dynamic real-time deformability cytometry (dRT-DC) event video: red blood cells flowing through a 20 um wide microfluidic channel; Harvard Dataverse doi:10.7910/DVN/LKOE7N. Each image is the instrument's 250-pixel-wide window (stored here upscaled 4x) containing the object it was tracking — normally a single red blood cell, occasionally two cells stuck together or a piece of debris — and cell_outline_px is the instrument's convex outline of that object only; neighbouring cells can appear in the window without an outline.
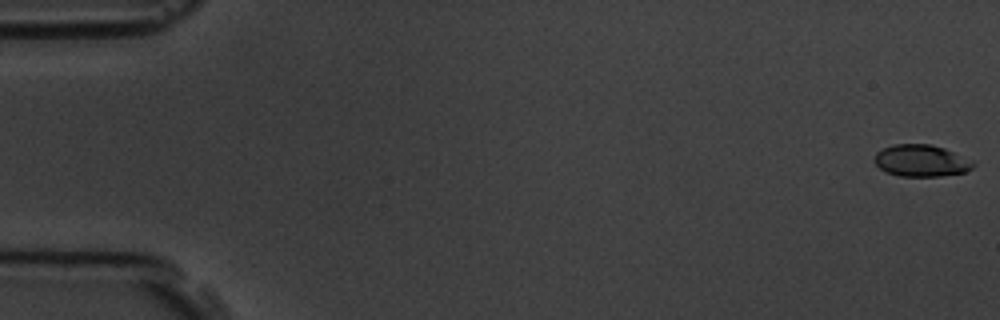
{"species": "common noctule bat (a hibernating species)", "species_latin": "Nyctalus noctula", "temperature_condition": "room temperature", "stored_images_in_passage": 5, "camera_frame_rate_fps": 3000, "um_per_image_px": 0.085, "animal": {"sex": "male", "body_mass_g": 19.5, "forearm_length_mm": 54.6}, "frame": {"image": 1, "passage_image": 1, "time_ms": 0.0, "image_size_px": [1000, 320], "cell_outline_px": [[976, 164], [972, 168], [964, 172], [940, 176], [900, 176], [884, 172], [872, 160], [876, 152], [892, 144], [928, 144], [944, 148], [972, 160]], "centroid_in_image_um": [78.27, 13.66], "position_along_channel_um": 6.7, "area_um2": 18.38}}
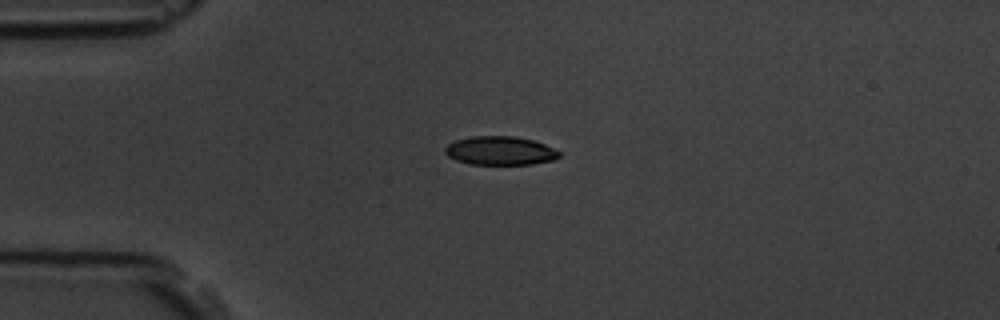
{"frame": {"image": 2, "passage_image": 4, "time_ms": 4.333, "image_size_px": [1000, 320], "cell_outline_px": [[560, 156], [556, 160], [532, 164], [472, 164], [456, 160], [448, 156], [444, 152], [444, 148], [448, 144], [456, 140], [472, 136], [512, 136], [536, 140], [560, 152]], "centroid_in_image_um": [42.53, 12.81], "position_along_channel_um": 42.5, "area_um2": 19.13}}